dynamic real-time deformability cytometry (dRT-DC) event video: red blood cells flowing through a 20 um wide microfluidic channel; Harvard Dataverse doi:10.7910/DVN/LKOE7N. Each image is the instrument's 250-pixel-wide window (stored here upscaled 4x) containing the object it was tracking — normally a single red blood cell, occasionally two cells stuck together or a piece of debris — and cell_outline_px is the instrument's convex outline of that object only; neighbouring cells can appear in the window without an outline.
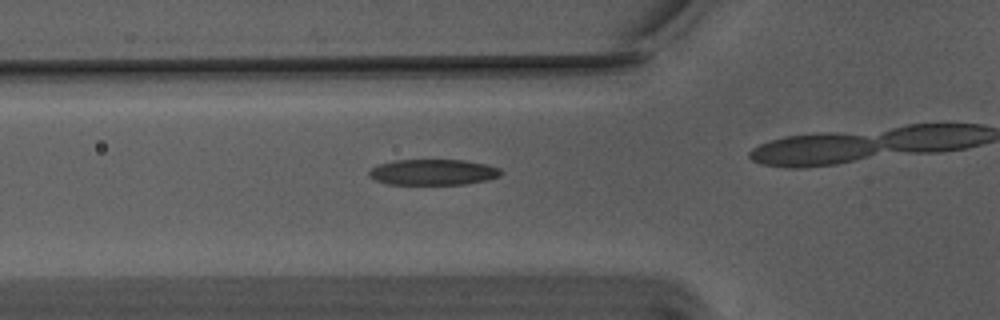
{"species": "Egyptian fruit bat (a non-hibernating species)", "species_latin": "Rousettus aegyptiacus", "temperature_condition": "warm", "stored_images_in_passage": 3, "camera_frame_rate_fps": 3000, "um_per_image_px": 0.085, "animal": {"sex": "male"}, "frame": {"image": 1, "passage_image": 2, "time_ms": 0.333, "image_size_px": [1000, 320], "cell_outline_px": [[504, 172], [500, 176], [488, 180], [464, 184], [388, 184], [376, 180], [368, 176], [368, 172], [372, 168], [380, 164], [396, 160], [464, 160], [488, 164], [500, 168]], "centroid_in_image_um": [36.86, 14.63], "position_along_channel_um": 88.9, "area_um2": 19.88}}